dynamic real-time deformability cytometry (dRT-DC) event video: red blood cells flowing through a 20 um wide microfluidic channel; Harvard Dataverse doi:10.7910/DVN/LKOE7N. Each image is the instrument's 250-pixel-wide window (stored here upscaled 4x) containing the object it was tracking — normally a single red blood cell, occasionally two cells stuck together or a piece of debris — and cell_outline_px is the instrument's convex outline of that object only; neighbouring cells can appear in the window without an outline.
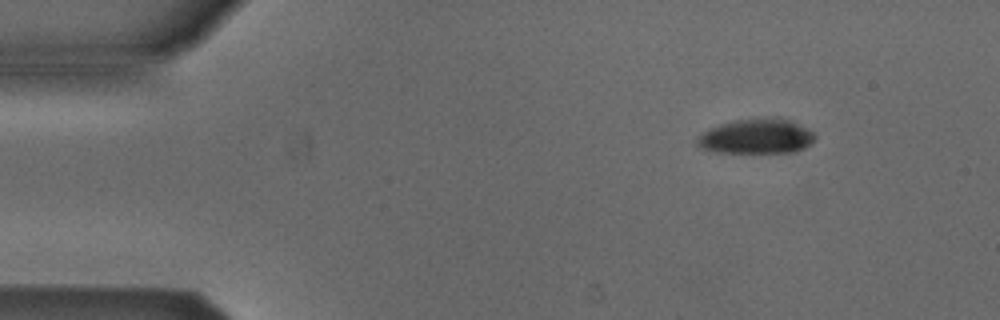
{"species": "Egyptian fruit bat (a non-hibernating species)", "species_latin": "Rousettus aegyptiacus", "temperature_condition": "cold", "stored_images_in_passage": 3, "camera_frame_rate_fps": 3000, "um_per_image_px": 0.085, "animal": {"sex": "male"}, "frame": {"image": 1, "passage_image": 1, "time_ms": 0.0, "image_size_px": [1000, 320], "cell_outline_px": [[816, 136], [804, 148], [796, 152], [716, 152], [704, 148], [696, 144], [696, 140], [704, 132], [712, 128], [736, 120], [788, 120], [812, 132]], "centroid_in_image_um": [64.28, 11.64], "position_along_channel_um": 20.7, "area_um2": 22.6}}
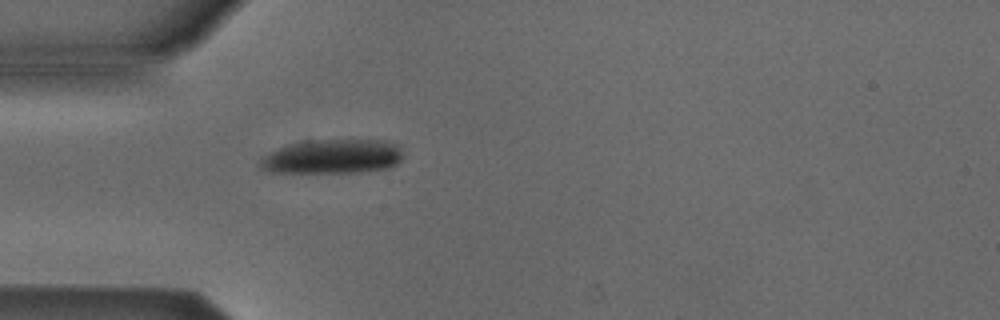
{"frame": {"image": 2, "passage_image": 3, "time_ms": 0.667, "image_size_px": [1000, 320], "cell_outline_px": [[404, 156], [396, 164], [388, 168], [356, 172], [268, 172], [260, 168], [260, 160], [264, 156], [280, 148], [304, 140], [388, 140], [400, 144]], "centroid_in_image_um": [28.33, 13.3], "position_along_channel_um": 56.7, "area_um2": 28.61}}